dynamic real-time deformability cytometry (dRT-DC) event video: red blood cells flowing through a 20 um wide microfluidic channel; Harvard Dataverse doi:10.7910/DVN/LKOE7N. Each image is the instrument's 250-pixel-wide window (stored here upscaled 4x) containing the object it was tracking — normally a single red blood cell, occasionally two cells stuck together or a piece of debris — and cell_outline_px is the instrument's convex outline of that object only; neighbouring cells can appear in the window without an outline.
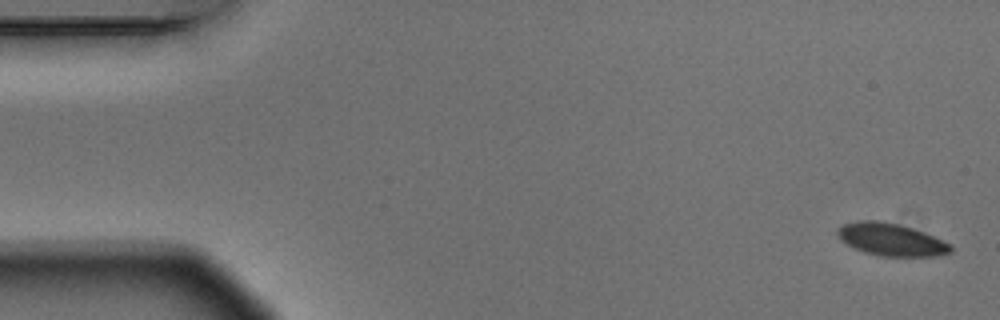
{"species": "Egyptian fruit bat (a non-hibernating species)", "species_latin": "Rousettus aegyptiacus", "temperature_condition": "warm", "stored_images_in_passage": 5, "camera_frame_rate_fps": 3000, "um_per_image_px": 0.085, "animal": {"sex": "male"}, "frame": {"image": 1, "passage_image": 1, "time_ms": 0.0, "image_size_px": [1000, 320], "cell_outline_px": [[952, 252], [936, 256], [880, 256], [864, 252], [840, 240], [836, 232], [836, 228], [844, 224], [856, 220], [880, 220], [912, 228], [924, 232], [952, 244]], "centroid_in_image_um": [75.74, 20.35], "position_along_channel_um": 9.3, "area_um2": 21.44}}
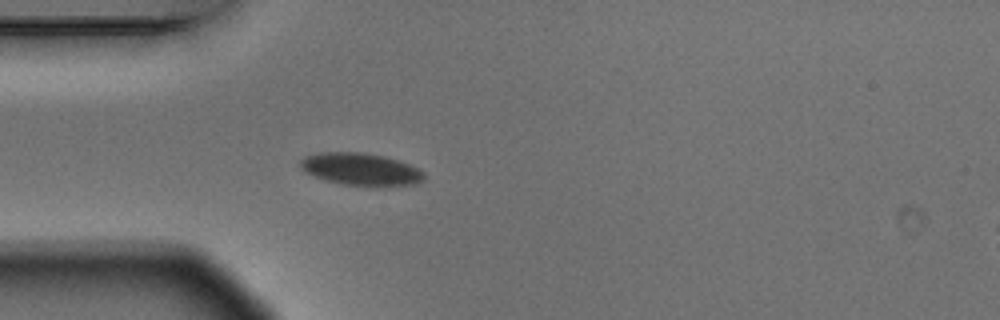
{"frame": {"image": 2, "passage_image": 5, "time_ms": 1.333, "image_size_px": [1000, 320], "cell_outline_px": [[424, 180], [416, 184], [344, 184], [324, 180], [304, 172], [300, 168], [300, 160], [304, 156], [320, 152], [364, 152], [384, 156], [420, 168], [424, 172]], "centroid_in_image_um": [30.61, 14.34], "position_along_channel_um": 54.4, "area_um2": 22.89}}